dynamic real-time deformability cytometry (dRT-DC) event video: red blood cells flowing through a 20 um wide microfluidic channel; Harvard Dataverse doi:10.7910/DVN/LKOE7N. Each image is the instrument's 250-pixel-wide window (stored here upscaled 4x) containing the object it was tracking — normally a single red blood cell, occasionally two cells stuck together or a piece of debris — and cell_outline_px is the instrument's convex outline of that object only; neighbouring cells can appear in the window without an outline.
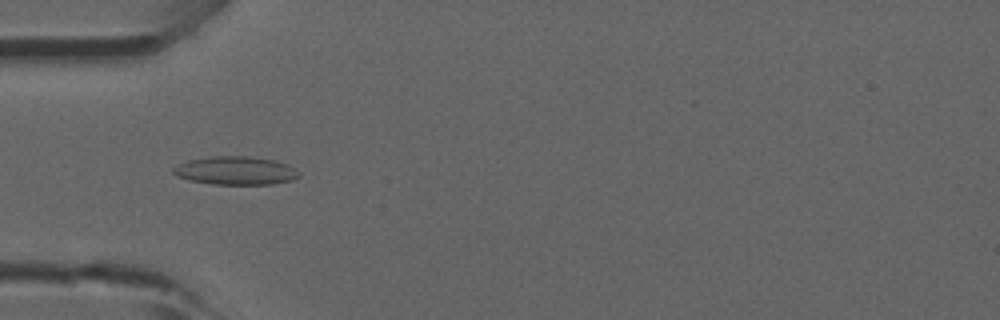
{"species": "common noctule bat (a hibernating species)", "species_latin": "Nyctalus noctula", "temperature_condition": "room temperature", "stored_images_in_passage": 5, "camera_frame_rate_fps": 3000, "um_per_image_px": 0.085, "animal": {"sex": "male", "forearm_length_mm": 52.5}, "frame": {"image": 1, "passage_image": 5, "time_ms": 1.333, "image_size_px": [1000, 320], "cell_outline_px": [[300, 176], [292, 180], [272, 184], [212, 184], [188, 180], [176, 176], [172, 172], [172, 168], [188, 160], [212, 156], [248, 156], [272, 160], [288, 164], [296, 168], [300, 172]], "centroid_in_image_um": [20.03, 14.5], "position_along_channel_um": 65.0, "area_um2": 20.81}}